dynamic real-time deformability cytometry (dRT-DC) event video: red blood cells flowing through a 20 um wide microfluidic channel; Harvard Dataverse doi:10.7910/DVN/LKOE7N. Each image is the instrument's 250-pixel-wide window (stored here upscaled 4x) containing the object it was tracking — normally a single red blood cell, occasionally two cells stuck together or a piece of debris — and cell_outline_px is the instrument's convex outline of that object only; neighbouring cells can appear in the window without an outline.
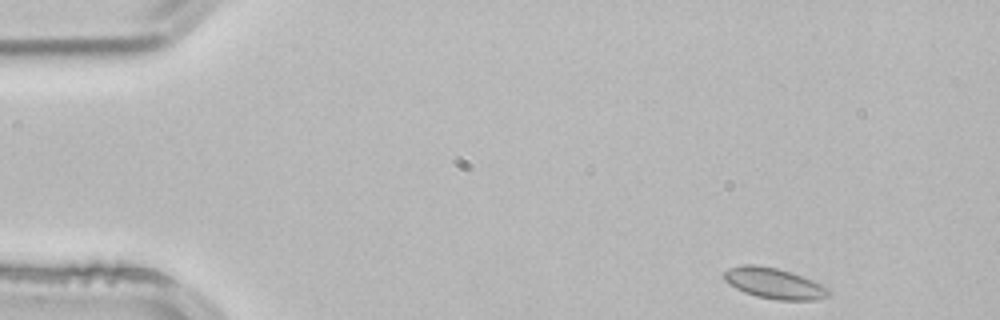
{"species": "common noctule bat (a hibernating species)", "species_latin": "Nyctalus noctula", "temperature_condition": "room temperature", "stored_images_in_passage": 3, "camera_frame_rate_fps": 3000, "um_per_image_px": 0.085, "animal": {"sex": "male", "body_mass_g": 21.5, "forearm_length_mm": 52.0}, "frame": {"image": 1, "passage_image": 1, "time_ms": 0.0, "image_size_px": [1000, 320], "cell_outline_px": [[832, 292], [828, 296], [816, 300], [776, 300], [756, 296], [744, 292], [728, 284], [724, 280], [724, 272], [728, 268], [740, 264], [756, 264], [776, 268], [812, 280], [828, 288]], "centroid_in_image_um": [65.77, 24.09], "position_along_channel_um": 19.2, "area_um2": 18.73}}
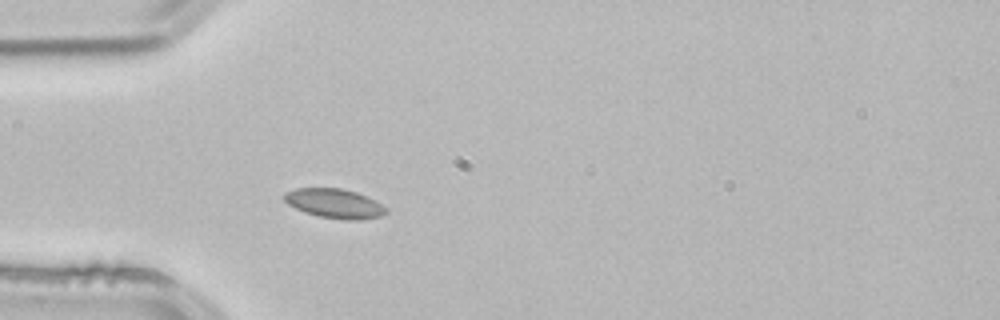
{"frame": {"image": 2, "passage_image": 3, "time_ms": 0.667, "image_size_px": [1000, 320], "cell_outline_px": [[388, 212], [380, 216], [360, 220], [344, 220], [320, 216], [304, 212], [288, 204], [280, 196], [284, 192], [296, 188], [340, 188], [356, 192], [388, 208]], "centroid_in_image_um": [28.39, 17.29], "position_along_channel_um": 56.6, "area_um2": 17.4}}